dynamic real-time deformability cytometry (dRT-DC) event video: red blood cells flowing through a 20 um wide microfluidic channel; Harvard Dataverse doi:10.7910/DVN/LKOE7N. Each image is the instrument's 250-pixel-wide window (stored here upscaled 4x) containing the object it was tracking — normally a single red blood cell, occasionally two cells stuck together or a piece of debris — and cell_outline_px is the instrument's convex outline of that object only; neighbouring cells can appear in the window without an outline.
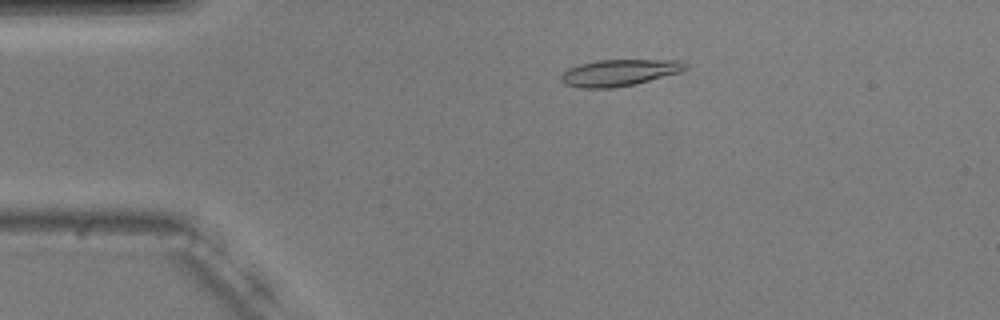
{"species": "common noctule bat (a hibernating species)", "species_latin": "Nyctalus noctula", "temperature_condition": "warm", "stored_images_in_passage": 47, "camera_frame_rate_fps": 3000, "um_per_image_px": 0.085, "animal": {"sex": "male", "body_mass_g": 20.5, "forearm_length_mm": 52.5}, "frame": {"image": 1, "passage_image": 3, "time_ms": 0.667, "image_size_px": [1000, 320], "cell_outline_px": [[688, 68], [680, 72], [636, 84], [616, 88], [580, 88], [564, 84], [560, 80], [560, 76], [568, 68], [580, 64], [596, 60], [680, 60], [688, 64]], "centroid_in_image_um": [52.63, 6.18], "position_along_channel_um": 32.4, "area_um2": 19.42}}
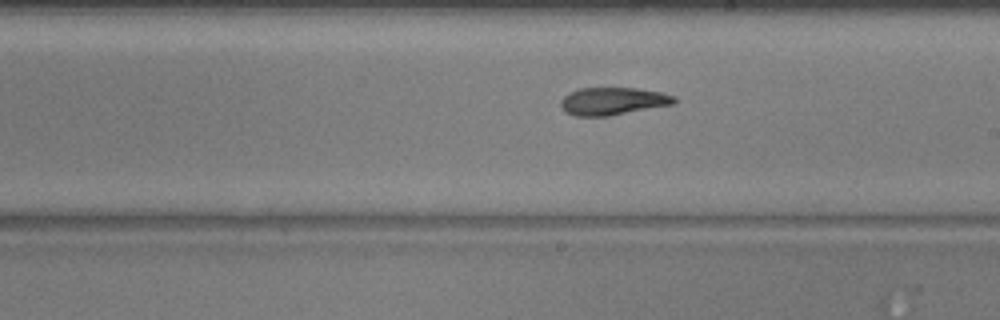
{"frame": {"image": 2, "passage_image": 23, "time_ms": 7.333, "image_size_px": [1000, 320], "cell_outline_px": [[676, 104], [608, 116], [576, 116], [568, 112], [560, 104], [560, 100], [564, 96], [580, 88], [636, 88], [660, 92], [676, 96]], "centroid_in_image_um": [52.15, 8.6], "position_along_channel_um": 236.9, "area_um2": 18.15}}
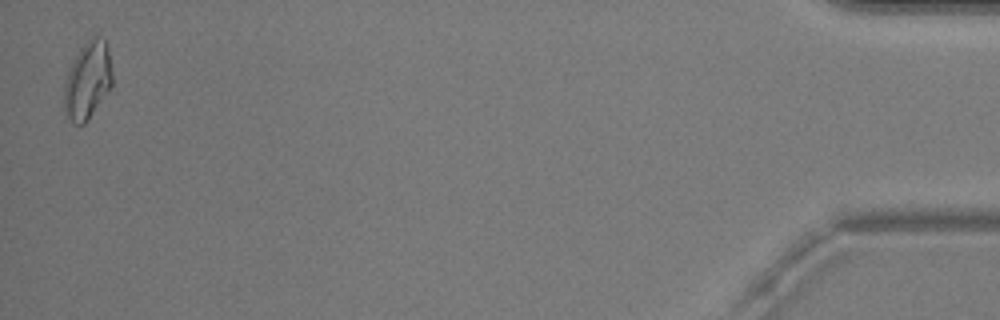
{"frame": {"image": 3, "passage_image": 46, "time_ms": 15.0, "image_size_px": [1000, 320], "cell_outline_px": [[112, 88], [88, 120], [84, 124], [76, 124], [68, 116], [64, 108], [64, 84], [68, 72], [80, 48], [92, 36], [104, 36], [108, 44], [112, 72]], "centroid_in_image_um": [7.49, 6.81], "position_along_channel_um": 427.7, "area_um2": 21.85}, "authors_computed_cell_mechanics": {"area_um2": 18.6116, "velocity_mm_per_s": 3.7094, "shape_relaxation_time_tau1_ms": null, "shape_relaxation_time_tau2_ms": 4.0898, "deformation_change_tau1": null, "deformation_change_tau2": 0.1122}}